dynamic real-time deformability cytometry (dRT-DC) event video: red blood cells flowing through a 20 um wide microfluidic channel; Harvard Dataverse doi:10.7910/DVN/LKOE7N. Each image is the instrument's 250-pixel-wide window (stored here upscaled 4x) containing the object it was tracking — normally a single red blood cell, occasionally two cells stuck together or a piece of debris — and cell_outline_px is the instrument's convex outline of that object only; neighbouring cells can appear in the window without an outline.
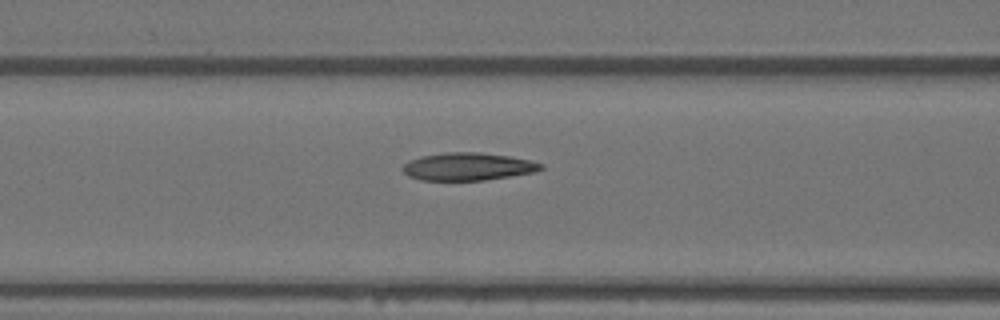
{"species": "Egyptian fruit bat (a non-hibernating species)", "species_latin": "Rousettus aegyptiacus", "temperature_condition": "warm", "stored_images_in_passage": 4, "camera_frame_rate_fps": 3000, "um_per_image_px": 0.085, "animal": {"sex": "female"}, "frame": {"image": 1, "passage_image": 3, "time_ms": 0.667, "image_size_px": [1000, 320], "cell_outline_px": [[544, 168], [532, 172], [484, 180], [420, 180], [408, 176], [400, 168], [408, 160], [424, 156], [444, 152], [480, 152], [508, 156], [528, 160], [544, 164]], "centroid_in_image_um": [39.72, 14.15], "position_along_channel_um": 126.9, "area_um2": 22.14}}